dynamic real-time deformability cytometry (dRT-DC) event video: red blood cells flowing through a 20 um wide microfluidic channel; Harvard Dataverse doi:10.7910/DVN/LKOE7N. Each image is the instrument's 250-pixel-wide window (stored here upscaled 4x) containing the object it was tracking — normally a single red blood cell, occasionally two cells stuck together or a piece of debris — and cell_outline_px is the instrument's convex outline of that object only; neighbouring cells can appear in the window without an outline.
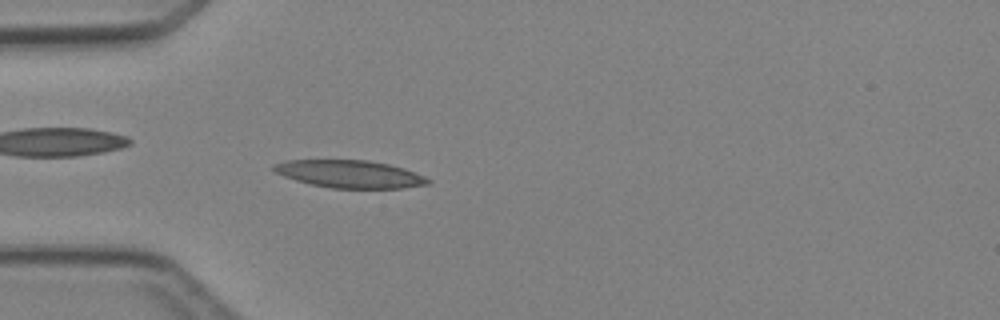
{"species": "Egyptian fruit bat (a non-hibernating species)", "species_latin": "Rousettus aegyptiacus", "temperature_condition": "cold", "stored_images_in_passage": 3, "camera_frame_rate_fps": 3000, "um_per_image_px": 0.085, "animal": {"sex": "female"}, "frame": {"image": 1, "passage_image": 3, "time_ms": 2.333, "image_size_px": [1000, 320], "cell_outline_px": [[432, 180], [428, 184], [404, 188], [332, 188], [312, 184], [296, 180], [284, 176], [276, 172], [272, 168], [272, 164], [288, 160], [368, 160], [388, 164], [404, 168], [424, 176]], "centroid_in_image_um": [29.74, 14.79], "position_along_channel_um": 55.3, "area_um2": 24.68}}